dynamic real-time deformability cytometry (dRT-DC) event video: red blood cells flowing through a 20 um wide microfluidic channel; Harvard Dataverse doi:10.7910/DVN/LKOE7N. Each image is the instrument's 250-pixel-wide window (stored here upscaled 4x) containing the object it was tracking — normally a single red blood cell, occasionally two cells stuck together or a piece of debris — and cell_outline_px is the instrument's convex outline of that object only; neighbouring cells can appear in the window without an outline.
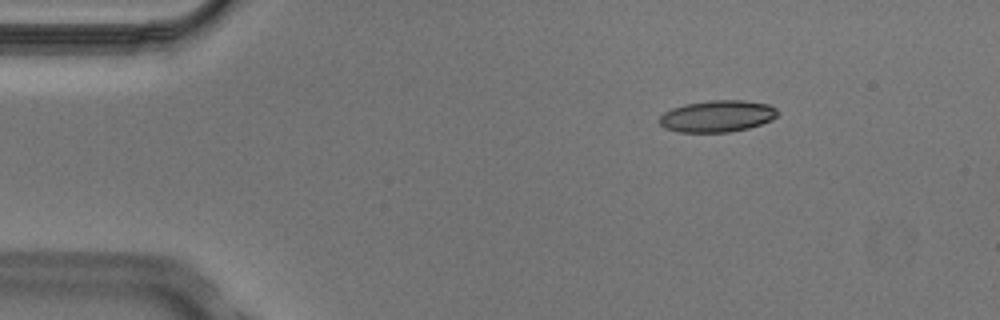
{"species": "Egyptian fruit bat (a non-hibernating species)", "species_latin": "Rousettus aegyptiacus", "temperature_condition": "cold", "stored_images_in_passage": 4, "camera_frame_rate_fps": 3000, "um_per_image_px": 0.085, "animal": {"sex": "male"}, "frame": {"image": 1, "passage_image": 3, "time_ms": 0.667, "image_size_px": [1000, 320], "cell_outline_px": [[780, 112], [772, 120], [748, 128], [728, 132], [680, 132], [664, 128], [660, 124], [660, 116], [664, 112], [672, 108], [684, 104], [712, 100], [744, 100], [768, 104], [776, 108]], "centroid_in_image_um": [60.98, 9.87], "position_along_channel_um": 24.0, "area_um2": 21.85}}